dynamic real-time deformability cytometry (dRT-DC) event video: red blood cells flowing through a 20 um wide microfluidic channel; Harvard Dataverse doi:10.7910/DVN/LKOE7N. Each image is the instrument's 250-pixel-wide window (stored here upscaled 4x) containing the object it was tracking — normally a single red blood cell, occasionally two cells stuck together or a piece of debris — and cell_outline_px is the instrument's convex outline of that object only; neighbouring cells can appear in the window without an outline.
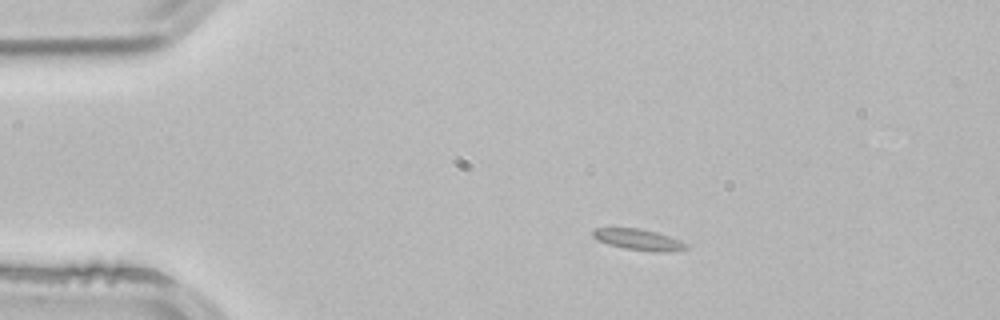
{"species": "common noctule bat (a hibernating species)", "species_latin": "Nyctalus noctula", "temperature_condition": "room temperature", "stored_images_in_passage": 2, "camera_frame_rate_fps": 3000, "um_per_image_px": 0.085, "animal": {"sex": "male", "body_mass_g": 21.5, "forearm_length_mm": 52.0}, "frame": {"image": 1, "passage_image": 1, "time_ms": 0.0, "image_size_px": [1000, 320], "cell_outline_px": [[688, 248], [624, 248], [608, 244], [592, 236], [592, 232], [596, 228], [640, 228], [656, 232], [668, 236], [688, 244]], "centroid_in_image_um": [54.11, 20.28], "position_along_channel_um": 30.9, "area_um2": 10.17}}